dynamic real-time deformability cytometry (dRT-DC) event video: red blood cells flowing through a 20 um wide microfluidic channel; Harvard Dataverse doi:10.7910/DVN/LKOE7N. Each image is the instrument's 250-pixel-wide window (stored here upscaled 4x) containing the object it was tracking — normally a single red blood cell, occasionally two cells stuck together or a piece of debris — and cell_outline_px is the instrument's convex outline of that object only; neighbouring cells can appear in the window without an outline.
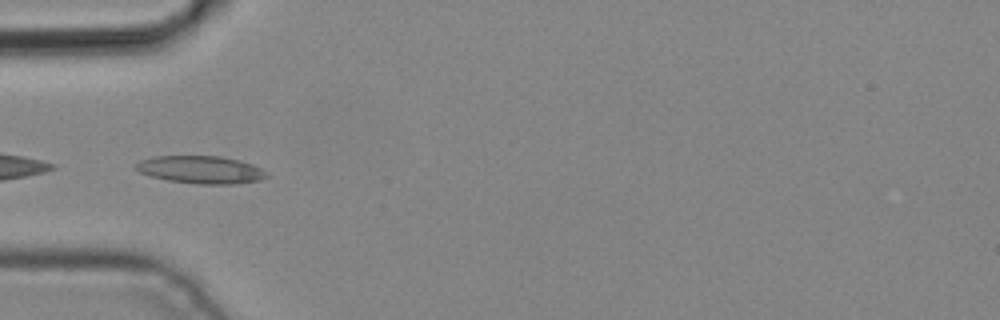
{"species": "common noctule bat (a hibernating species)", "species_latin": "Nyctalus noctula", "temperature_condition": "cold", "stored_images_in_passage": 5, "camera_frame_rate_fps": 3000, "um_per_image_px": 0.085, "animal": {"sex": "male", "body_mass_g": 19.2, "forearm_length_mm": 51.8}, "frame": {"image": 1, "passage_image": 5, "time_ms": 1.333, "image_size_px": [1000, 320], "cell_outline_px": [[268, 176], [260, 180], [236, 184], [196, 184], [168, 180], [152, 176], [140, 172], [132, 168], [140, 160], [152, 156], [220, 156], [240, 160], [252, 164], [268, 172]], "centroid_in_image_um": [17.07, 14.42], "position_along_channel_um": 67.9, "area_um2": 21.21}}